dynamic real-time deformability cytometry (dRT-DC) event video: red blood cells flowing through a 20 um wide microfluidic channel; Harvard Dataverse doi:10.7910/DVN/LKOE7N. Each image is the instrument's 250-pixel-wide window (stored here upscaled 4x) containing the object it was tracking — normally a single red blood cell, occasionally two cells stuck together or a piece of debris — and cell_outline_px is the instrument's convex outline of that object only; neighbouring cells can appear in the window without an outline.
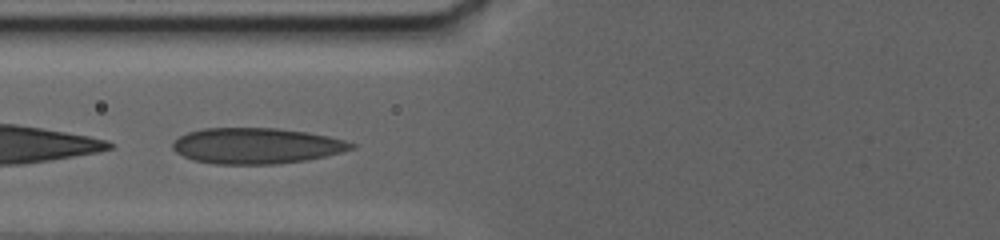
{"species": "human", "species_latin": "Homo sapiens", "temperature_condition": "warm", "stored_images_in_passage": 37, "camera_frame_rate_fps": 3000, "um_per_image_px": 0.085, "donor": {"sex": "female"}, "frame": {"image": 1, "passage_image": 18, "time_ms": 7.333, "image_size_px": [1000, 240], "cell_outline_px": [[356, 148], [308, 160], [276, 164], [216, 164], [192, 160], [176, 152], [172, 148], [172, 140], [188, 132], [204, 128], [276, 128], [308, 132], [328, 136], [344, 140], [356, 144]], "centroid_in_image_um": [21.78, 12.39], "position_along_channel_um": 104.0, "area_um2": 37.4}}
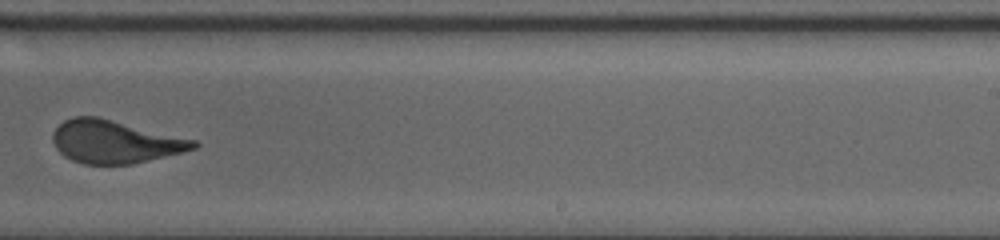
{"frame": {"image": 2, "passage_image": 27, "time_ms": 13.333, "image_size_px": [1000, 240], "cell_outline_px": [[200, 144], [196, 148], [132, 164], [84, 164], [72, 160], [64, 156], [56, 148], [52, 140], [52, 132], [64, 120], [72, 116], [100, 116], [196, 140]], "centroid_in_image_um": [9.74, 12.02], "position_along_channel_um": 279.3, "area_um2": 35.26}}
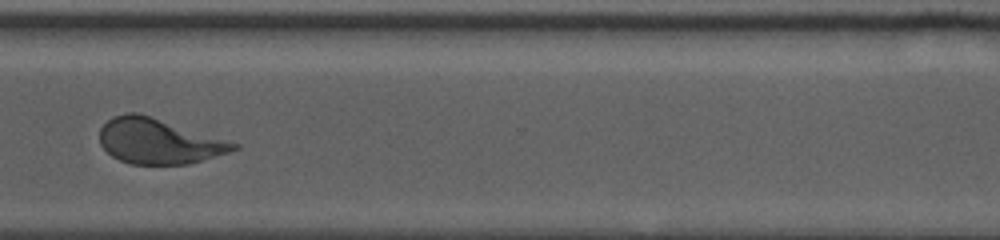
{"frame": {"image": 3, "passage_image": 31, "time_ms": 16.0, "image_size_px": [1000, 240], "cell_outline_px": [[240, 148], [228, 152], [188, 164], [128, 164], [112, 156], [100, 144], [100, 128], [112, 116], [128, 112], [136, 112], [152, 116], [240, 144]], "centroid_in_image_um": [13.47, 11.99], "position_along_channel_um": 357.1, "area_um2": 35.2}, "authors_computed_cell_mechanics": {"area_um2": 39.1306, "velocity_mm_per_s": 2.9216, "shape_relaxation_time_tau1_ms": 10.566, "shape_relaxation_time_tau2_ms": null, "deformation_change_tau1": 0.2496, "deformation_change_tau2": null}}